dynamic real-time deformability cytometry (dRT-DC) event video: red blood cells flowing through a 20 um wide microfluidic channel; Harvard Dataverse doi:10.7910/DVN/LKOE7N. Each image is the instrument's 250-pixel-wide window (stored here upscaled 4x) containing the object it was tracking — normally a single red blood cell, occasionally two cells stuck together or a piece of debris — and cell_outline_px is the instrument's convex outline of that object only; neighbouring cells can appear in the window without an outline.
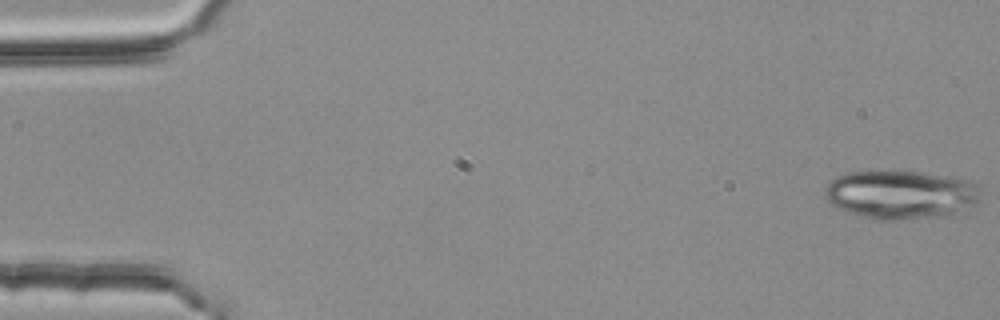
{"species": "common noctule bat (a hibernating species)", "species_latin": "Nyctalus noctula", "temperature_condition": "room temperature", "stored_images_in_passage": 17, "camera_frame_rate_fps": 3000, "um_per_image_px": 0.085, "animal": {"sex": "female", "body_mass_g": 25.1}, "frame": {"image": 1, "passage_image": 1, "time_ms": 0.0, "image_size_px": [1000, 320], "cell_outline_px": [[980, 200], [976, 204], [948, 216], [896, 220], [880, 220], [848, 212], [836, 208], [824, 196], [824, 188], [836, 176], [848, 172], [916, 172], [972, 180], [980, 184]], "centroid_in_image_um": [76.6, 16.55], "position_along_channel_um": 8.4, "area_um2": 44.22}}